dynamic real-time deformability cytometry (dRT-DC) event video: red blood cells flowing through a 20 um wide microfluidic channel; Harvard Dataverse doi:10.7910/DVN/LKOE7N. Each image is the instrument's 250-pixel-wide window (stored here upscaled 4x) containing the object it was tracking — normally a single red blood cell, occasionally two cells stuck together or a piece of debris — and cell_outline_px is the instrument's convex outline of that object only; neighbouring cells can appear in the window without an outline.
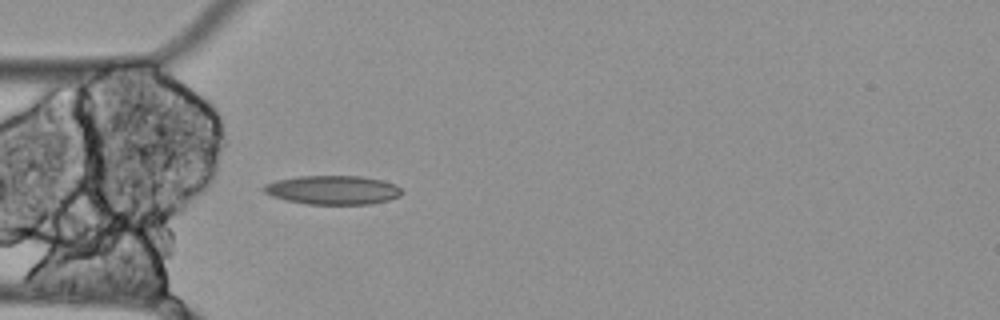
{"species": "Egyptian fruit bat (a non-hibernating species)", "species_latin": "Rousettus aegyptiacus", "temperature_condition": "cold", "stored_images_in_passage": 4, "camera_frame_rate_fps": 3000, "um_per_image_px": 0.085, "animal": {"sex": "female"}, "frame": {"image": 1, "passage_image": 4, "time_ms": 1.0, "image_size_px": [1000, 320], "cell_outline_px": [[404, 192], [400, 196], [388, 200], [372, 204], [304, 204], [272, 196], [264, 192], [260, 188], [264, 184], [276, 180], [300, 176], [360, 176], [384, 180], [396, 184]], "centroid_in_image_um": [28.3, 16.14], "position_along_channel_um": 56.7, "area_um2": 23.47}}